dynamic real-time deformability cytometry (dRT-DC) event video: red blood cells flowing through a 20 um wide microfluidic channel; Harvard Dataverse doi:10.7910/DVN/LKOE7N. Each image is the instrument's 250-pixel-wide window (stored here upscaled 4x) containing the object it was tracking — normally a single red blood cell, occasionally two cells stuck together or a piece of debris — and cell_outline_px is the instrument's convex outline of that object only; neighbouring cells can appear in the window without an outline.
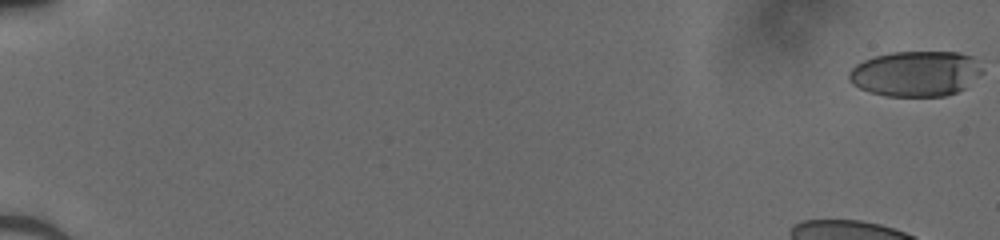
{"species": "human", "species_latin": "Homo sapiens", "temperature_condition": "cold", "stored_images_in_passage": 51, "camera_frame_rate_fps": 3000, "um_per_image_px": 0.085, "donor": {"sex": "male"}, "frame": {"image": 1, "passage_image": 1, "time_ms": 0.0, "image_size_px": [1000, 240], "cell_outline_px": [[984, 72], [964, 88], [956, 92], [944, 96], [884, 96], [868, 92], [852, 84], [848, 80], [848, 72], [856, 64], [864, 60], [876, 56], [892, 52], [960, 52], [972, 56]], "centroid_in_image_um": [77.81, 6.26], "position_along_channel_um": 7.2, "area_um2": 35.37}}
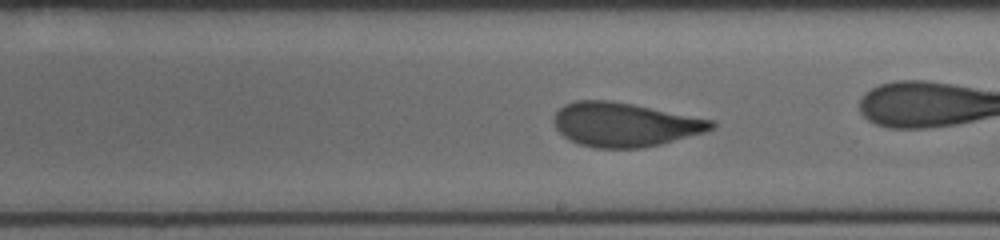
{"frame": {"image": 2, "passage_image": 31, "time_ms": 10.0, "image_size_px": [1000, 240], "cell_outline_px": [[716, 128], [704, 132], [660, 144], [640, 148], [596, 148], [580, 144], [564, 136], [556, 128], [552, 120], [552, 116], [564, 104], [576, 100], [608, 100], [632, 104], [716, 120]], "centroid_in_image_um": [53.1, 10.58], "position_along_channel_um": 235.9, "area_um2": 40.4}}
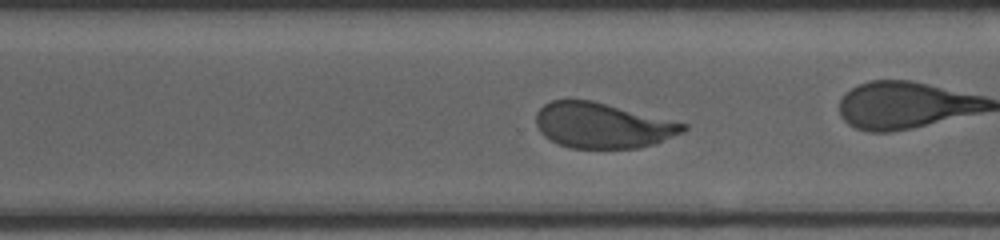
{"frame": {"image": 3, "passage_image": 37, "time_ms": 12.0, "image_size_px": [1000, 240], "cell_outline_px": [[688, 128], [684, 132], [652, 144], [636, 148], [572, 148], [560, 144], [544, 136], [540, 132], [536, 124], [536, 112], [544, 104], [552, 100], [592, 100], [688, 124]], "centroid_in_image_um": [51.2, 10.66], "position_along_channel_um": 319.4, "area_um2": 38.67}}